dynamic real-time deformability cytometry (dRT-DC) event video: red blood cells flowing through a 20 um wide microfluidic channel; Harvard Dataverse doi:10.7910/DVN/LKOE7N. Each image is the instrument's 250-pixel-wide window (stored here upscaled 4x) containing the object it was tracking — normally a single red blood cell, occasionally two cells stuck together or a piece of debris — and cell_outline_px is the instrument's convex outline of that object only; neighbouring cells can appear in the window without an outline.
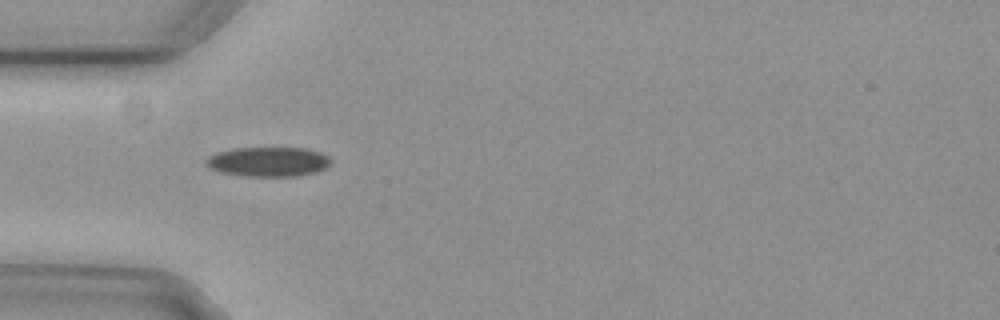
{"species": "common noctule bat (a hibernating species)", "species_latin": "Nyctalus noctula", "temperature_condition": "cold", "stored_images_in_passage": 5, "camera_frame_rate_fps": 3000, "um_per_image_px": 0.085, "animal": {"sex": "female", "body_mass_g": 29.2, "forearm_length_mm": 56.3}, "frame": {"image": 1, "passage_image": 1, "time_ms": 0.0, "image_size_px": [1000, 320], "cell_outline_px": [[332, 164], [316, 172], [296, 176], [244, 176], [220, 172], [208, 168], [204, 164], [204, 160], [208, 156], [216, 152], [232, 148], [308, 148], [320, 152], [328, 156], [332, 160]], "centroid_in_image_um": [22.77, 13.74], "position_along_channel_um": 62.2, "area_um2": 21.85}}
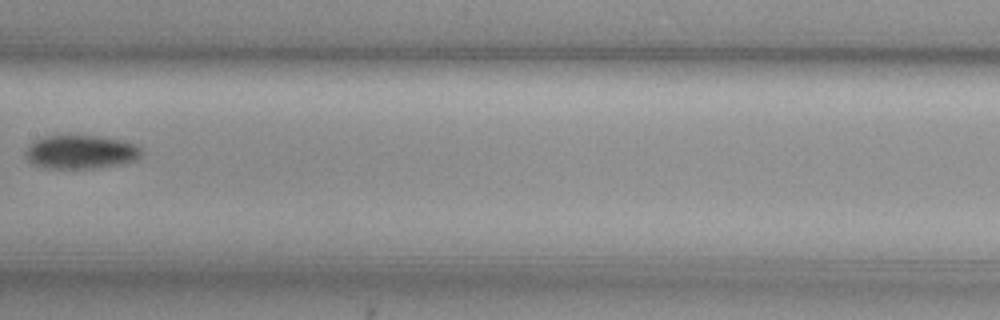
{"frame": {"image": 2, "passage_image": 4, "time_ms": 1.0, "image_size_px": [1000, 320], "cell_outline_px": [[140, 156], [136, 160], [124, 164], [100, 168], [44, 168], [32, 164], [24, 156], [24, 152], [32, 140], [44, 136], [100, 136], [124, 140], [136, 144], [140, 148]], "centroid_in_image_um": [6.85, 12.92], "position_along_channel_um": 200.6, "area_um2": 23.12}}
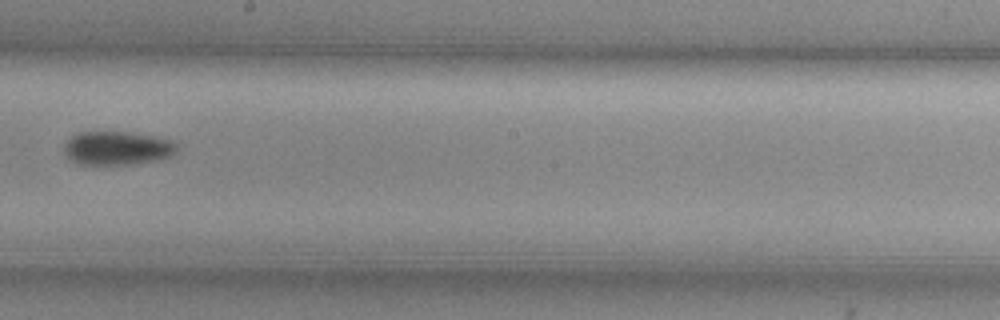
{"frame": {"image": 3, "passage_image": 5, "time_ms": 1.333, "image_size_px": [1000, 320], "cell_outline_px": [[176, 148], [168, 156], [156, 160], [136, 164], [80, 164], [72, 160], [64, 152], [64, 148], [68, 140], [72, 136], [80, 132], [128, 132], [152, 136], [168, 140], [176, 144]], "centroid_in_image_um": [9.92, 12.59], "position_along_channel_um": 238.3, "area_um2": 21.56}}